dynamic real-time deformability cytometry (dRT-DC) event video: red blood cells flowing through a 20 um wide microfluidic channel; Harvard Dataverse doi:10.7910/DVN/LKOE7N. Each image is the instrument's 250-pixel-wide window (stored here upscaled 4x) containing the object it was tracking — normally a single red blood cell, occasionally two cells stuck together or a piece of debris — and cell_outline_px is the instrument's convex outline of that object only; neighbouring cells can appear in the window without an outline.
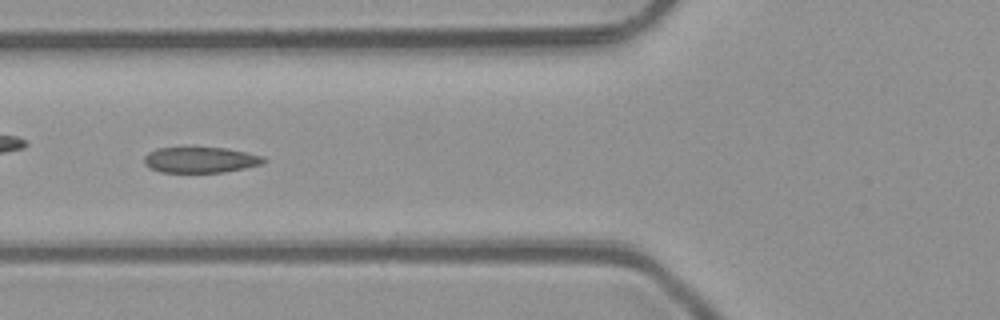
{"species": "common noctule bat (a hibernating species)", "species_latin": "Nyctalus noctula", "temperature_condition": "room temperature", "stored_images_in_passage": 50, "camera_frame_rate_fps": 3000, "um_per_image_px": 0.085, "animal": {"sex": "male", "body_mass_g": 23.1, "forearm_length_mm": 52.7}, "frame": {"image": 1, "passage_image": 18, "time_ms": 5.667, "image_size_px": [1000, 320], "cell_outline_px": [[268, 160], [264, 164], [224, 172], [160, 172], [144, 164], [144, 156], [148, 152], [156, 148], [228, 148], [264, 156]], "centroid_in_image_um": [17.08, 13.59], "position_along_channel_um": 108.7, "area_um2": 17.98}}
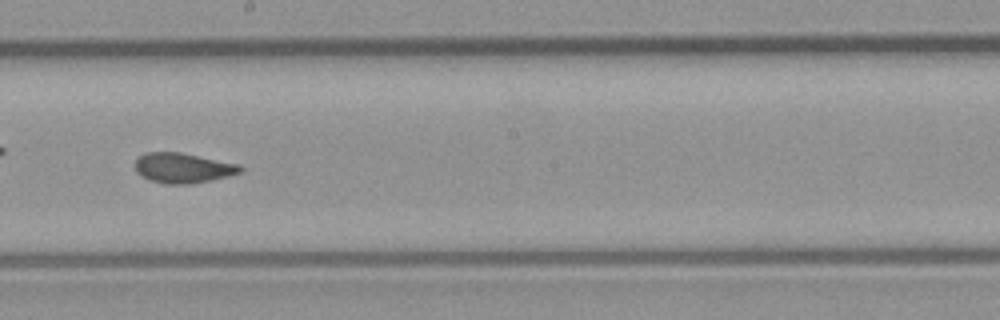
{"frame": {"image": 2, "passage_image": 27, "time_ms": 8.667, "image_size_px": [1000, 320], "cell_outline_px": [[244, 168], [240, 172], [228, 176], [212, 180], [188, 184], [164, 184], [152, 180], [136, 172], [136, 156], [144, 152], [180, 152], [240, 164]], "centroid_in_image_um": [15.55, 14.26], "position_along_channel_um": 232.6, "area_um2": 18.44}}
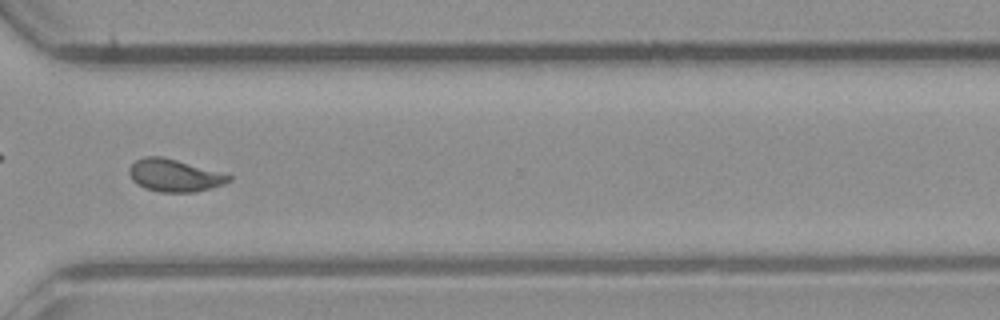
{"frame": {"image": 3, "passage_image": 36, "time_ms": 11.667, "image_size_px": [1000, 320], "cell_outline_px": [[232, 180], [224, 184], [212, 188], [196, 192], [160, 192], [144, 188], [136, 184], [132, 180], [128, 172], [128, 168], [136, 160], [144, 156], [160, 156], [176, 160], [232, 176]], "centroid_in_image_um": [14.78, 14.92], "position_along_channel_um": 355.8, "area_um2": 18.73}, "authors_computed_cell_mechanics": {"area_um2": 18.7561, "velocity_mm_per_s": 4.1065, "shape_relaxation_time_tau1_ms": null, "shape_relaxation_time_tau2_ms": 1.0898, "deformation_change_tau1": null, "deformation_change_tau2": 0.0457}}